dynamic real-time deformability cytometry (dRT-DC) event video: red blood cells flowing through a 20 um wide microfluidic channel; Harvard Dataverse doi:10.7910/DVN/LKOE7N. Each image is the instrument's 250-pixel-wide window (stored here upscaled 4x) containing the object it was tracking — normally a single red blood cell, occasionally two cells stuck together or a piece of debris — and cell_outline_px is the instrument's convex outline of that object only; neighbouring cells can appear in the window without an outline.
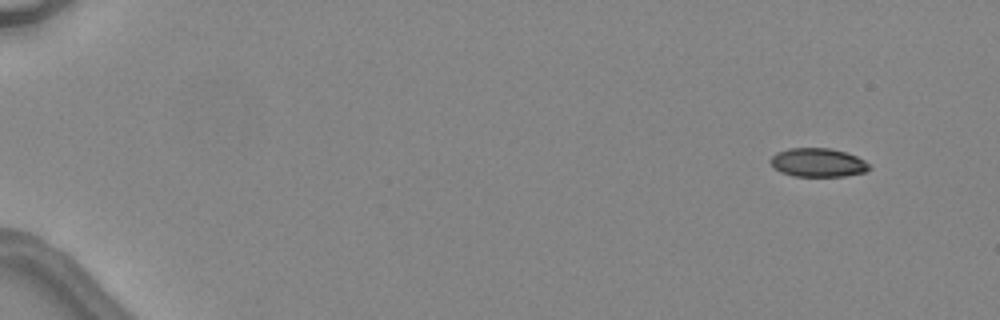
{"species": "common noctule bat (a hibernating species)", "species_latin": "Nyctalus noctula", "temperature_condition": "warm", "stored_images_in_passage": 5, "camera_frame_rate_fps": 3000, "um_per_image_px": 0.085, "animal": {"sex": "female", "body_mass_g": 24.6, "forearm_length_mm": 56.2}, "frame": {"image": 1, "passage_image": 1, "time_ms": 0.0, "image_size_px": [1000, 320], "cell_outline_px": [[872, 168], [864, 172], [844, 176], [792, 176], [780, 172], [768, 160], [776, 152], [788, 148], [828, 148], [844, 152], [856, 156], [864, 160]], "centroid_in_image_um": [69.5, 13.82], "position_along_channel_um": 15.5, "area_um2": 16.47}}
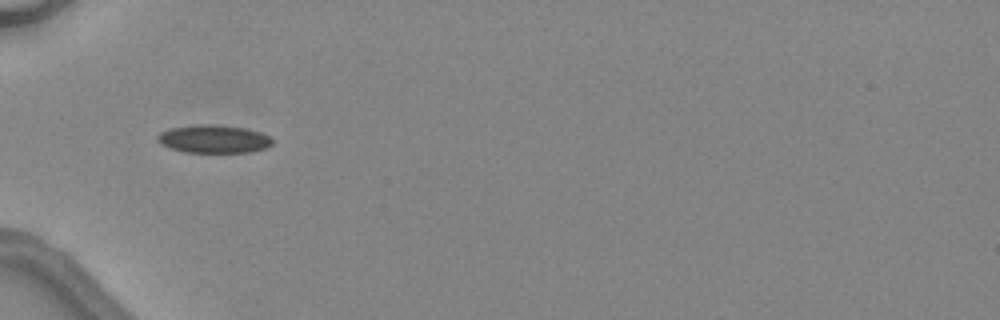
{"frame": {"image": 2, "passage_image": 4, "time_ms": 4.667, "image_size_px": [1000, 320], "cell_outline_px": [[272, 144], [268, 148], [248, 152], [184, 152], [168, 148], [160, 144], [156, 140], [156, 136], [160, 132], [168, 128], [192, 124], [216, 124], [244, 128], [260, 132], [268, 136], [272, 140]], "centroid_in_image_um": [18.1, 11.8], "position_along_channel_um": 66.9, "area_um2": 19.07}}